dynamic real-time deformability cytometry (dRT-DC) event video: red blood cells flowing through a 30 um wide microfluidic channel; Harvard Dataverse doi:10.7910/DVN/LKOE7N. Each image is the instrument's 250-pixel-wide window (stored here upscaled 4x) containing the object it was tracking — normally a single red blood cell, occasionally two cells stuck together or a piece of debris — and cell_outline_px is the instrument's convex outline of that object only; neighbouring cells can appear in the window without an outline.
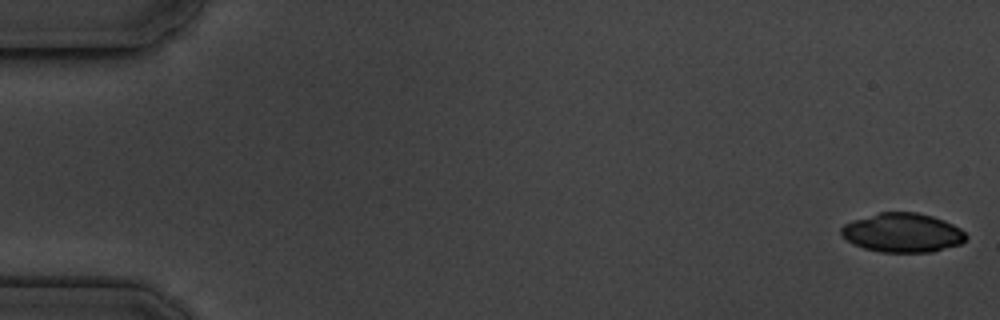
{"species": "common noctule bat (a hibernating species)", "species_latin": "Nyctalus noctula", "temperature_condition": "cold", "stored_images_in_passage": 6, "camera_frame_rate_fps": 3000, "um_per_image_px": 0.085, "animal": {"sex": "male", "body_mass_g": 19.5, "forearm_length_mm": 54.6}, "frame": {"image": 1, "passage_image": 1, "time_ms": 0.0, "image_size_px": [1000, 320], "cell_outline_px": [[968, 236], [960, 244], [932, 252], [880, 252], [864, 248], [852, 244], [840, 236], [840, 228], [844, 224], [852, 220], [880, 212], [916, 212], [932, 216], [944, 220], [960, 228]], "centroid_in_image_um": [76.68, 19.78], "position_along_channel_um": 8.3, "area_um2": 28.61}}